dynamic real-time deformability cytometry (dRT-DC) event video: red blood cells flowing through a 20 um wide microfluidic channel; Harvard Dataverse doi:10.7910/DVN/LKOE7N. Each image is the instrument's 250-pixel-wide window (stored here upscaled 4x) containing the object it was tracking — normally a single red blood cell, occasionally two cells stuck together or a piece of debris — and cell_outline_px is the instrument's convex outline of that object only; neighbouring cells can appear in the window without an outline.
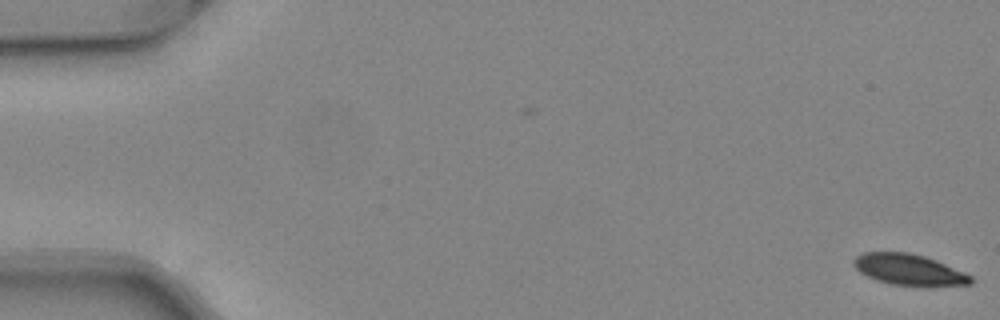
{"species": "common noctule bat (a hibernating species)", "species_latin": "Nyctalus noctula", "temperature_condition": "warm", "stored_images_in_passage": 51, "camera_frame_rate_fps": 3000, "um_per_image_px": 0.085, "animal": {"sex": "female", "body_mass_g": 24.6, "forearm_length_mm": 56.2}, "frame": {"image": 1, "passage_image": 1, "time_ms": 0.0, "image_size_px": [1000, 320], "cell_outline_px": [[972, 284], [924, 288], [888, 284], [876, 280], [860, 272], [852, 264], [852, 260], [856, 256], [864, 252], [908, 252], [924, 256], [936, 260], [964, 272], [972, 276]], "centroid_in_image_um": [77.28, 22.96], "position_along_channel_um": 7.7, "area_um2": 21.79}}
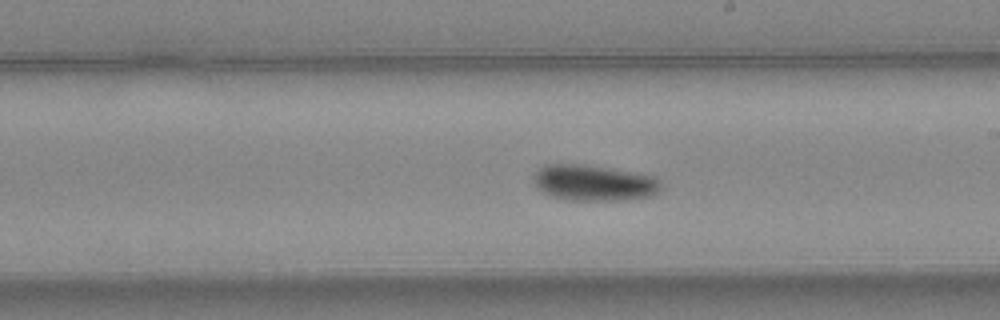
{"frame": {"image": 2, "passage_image": 30, "time_ms": 9.667, "image_size_px": [1000, 320], "cell_outline_px": [[660, 192], [652, 196], [628, 200], [564, 200], [552, 196], [536, 188], [532, 180], [532, 176], [544, 164], [584, 164], [656, 176], [660, 180]], "centroid_in_image_um": [50.47, 15.55], "position_along_channel_um": 238.5, "area_um2": 26.99}}
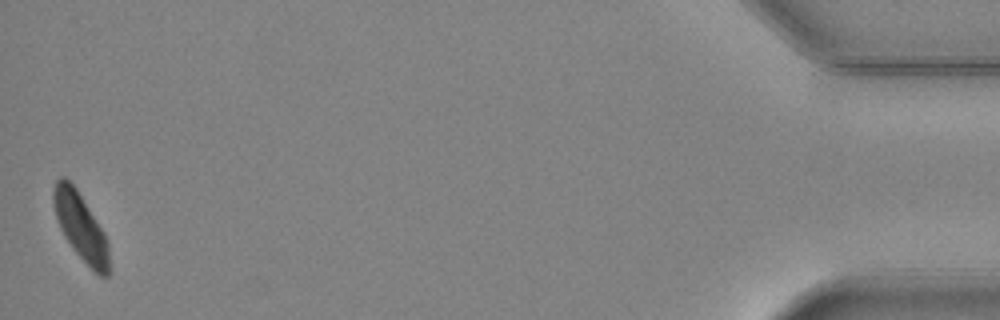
{"frame": {"image": 3, "passage_image": 51, "time_ms": 16.667, "image_size_px": [1000, 320], "cell_outline_px": [[108, 276], [100, 276], [72, 248], [64, 236], [60, 228], [56, 216], [52, 200], [52, 188], [56, 180], [60, 176], [64, 176], [76, 188], [104, 232], [108, 244]], "centroid_in_image_um": [6.82, 19.21], "position_along_channel_um": 428.4, "area_um2": 21.39}, "authors_computed_cell_mechanics": {"area_um2": 24.1026, "velocity_mm_per_s": 4.0545, "shape_relaxation_time_tau1_ms": 2.527, "shape_relaxation_time_tau2_ms": null, "deformation_change_tau1": 0.1108, "deformation_change_tau2": null}}